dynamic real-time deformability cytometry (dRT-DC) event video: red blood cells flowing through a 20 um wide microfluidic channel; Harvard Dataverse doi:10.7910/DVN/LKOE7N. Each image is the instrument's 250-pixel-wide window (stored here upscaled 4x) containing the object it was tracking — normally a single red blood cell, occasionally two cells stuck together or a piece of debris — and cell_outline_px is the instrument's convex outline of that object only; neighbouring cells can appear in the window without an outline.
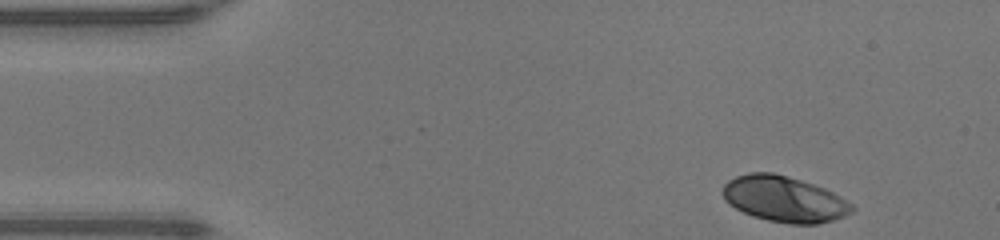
{"species": "human", "species_latin": "Homo sapiens", "temperature_condition": "warm", "stored_images_in_passage": 37, "camera_frame_rate_fps": 3000, "um_per_image_px": 0.085, "donor": {"sex": "male"}, "frame": {"image": 1, "passage_image": 1, "time_ms": 0.0, "image_size_px": [1000, 240], "cell_outline_px": [[856, 208], [852, 212], [844, 216], [832, 220], [816, 224], [792, 224], [768, 220], [752, 216], [728, 204], [724, 200], [720, 192], [724, 184], [728, 180], [736, 176], [748, 172], [772, 172], [800, 180], [824, 188], [840, 196], [852, 204]], "centroid_in_image_um": [66.62, 16.92], "position_along_channel_um": 18.4, "area_um2": 34.56}}
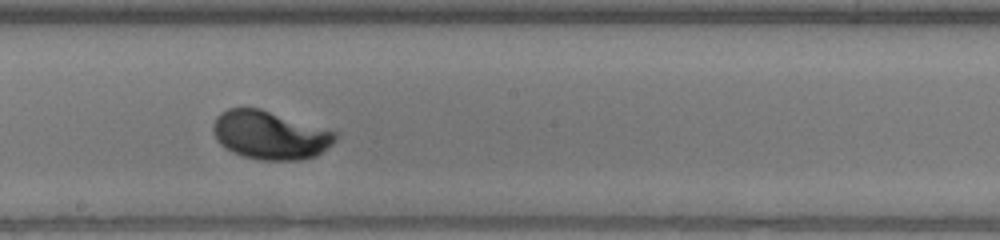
{"frame": {"image": 2, "passage_image": 22, "time_ms": 7.0, "image_size_px": [1000, 240], "cell_outline_px": [[340, 136], [332, 144], [316, 156], [300, 160], [260, 160], [244, 156], [232, 152], [224, 148], [216, 140], [212, 128], [212, 124], [216, 116], [220, 112], [228, 108], [260, 108], [340, 132]], "centroid_in_image_um": [22.97, 11.48], "position_along_channel_um": 225.2, "area_um2": 34.97}}
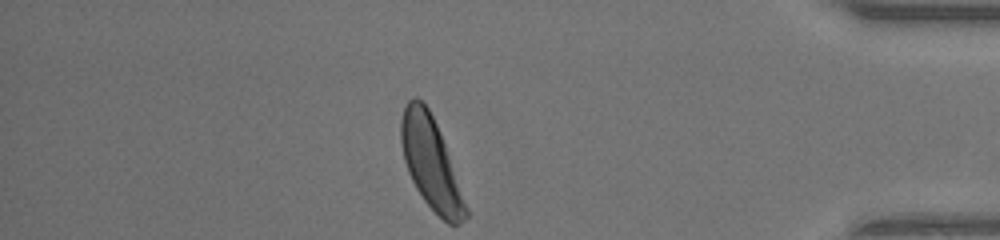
{"frame": {"image": 3, "passage_image": 37, "time_ms": 12.0, "image_size_px": [1000, 240], "cell_outline_px": [[468, 216], [460, 224], [448, 224], [424, 200], [416, 188], [408, 172], [404, 160], [400, 144], [400, 120], [404, 108], [408, 100], [416, 96], [428, 108], [436, 124], [444, 144], [468, 208]], "centroid_in_image_um": [36.6, 13.86], "position_along_channel_um": 398.6, "area_um2": 33.93}, "authors_computed_cell_mechanics": {"area_um2": 33.8708, "velocity_mm_per_s": 4.2978, "shape_relaxation_time_tau1_ms": 2.574, "shape_relaxation_time_tau2_ms": null, "deformation_change_tau1": 0.1789, "deformation_change_tau2": null}}